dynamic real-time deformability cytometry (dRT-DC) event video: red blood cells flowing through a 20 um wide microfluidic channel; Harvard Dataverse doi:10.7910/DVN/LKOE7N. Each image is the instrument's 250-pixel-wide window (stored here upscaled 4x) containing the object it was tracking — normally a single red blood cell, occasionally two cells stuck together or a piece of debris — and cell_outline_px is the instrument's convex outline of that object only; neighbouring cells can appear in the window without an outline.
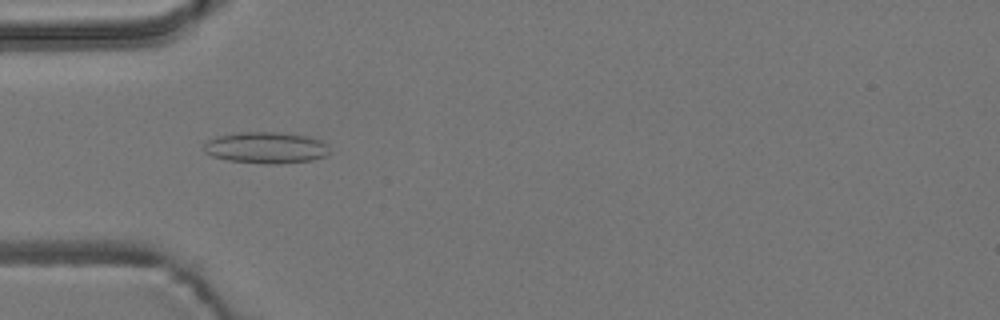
{"species": "common noctule bat (a hibernating species)", "species_latin": "Nyctalus noctula", "temperature_condition": "room temperature", "stored_images_in_passage": 8, "camera_frame_rate_fps": 3000, "um_per_image_px": 0.085, "animal": {"sex": "male", "body_mass_g": 19.2, "forearm_length_mm": 51.8}, "frame": {"image": 1, "passage_image": 4, "time_ms": 3.0, "image_size_px": [1000, 320], "cell_outline_px": [[332, 152], [324, 156], [312, 160], [280, 164], [264, 164], [228, 160], [212, 156], [204, 152], [204, 144], [208, 140], [216, 136], [236, 132], [280, 132], [308, 136], [320, 140], [328, 144]], "centroid_in_image_um": [22.63, 12.55], "position_along_channel_um": 62.4, "area_um2": 23.35}}
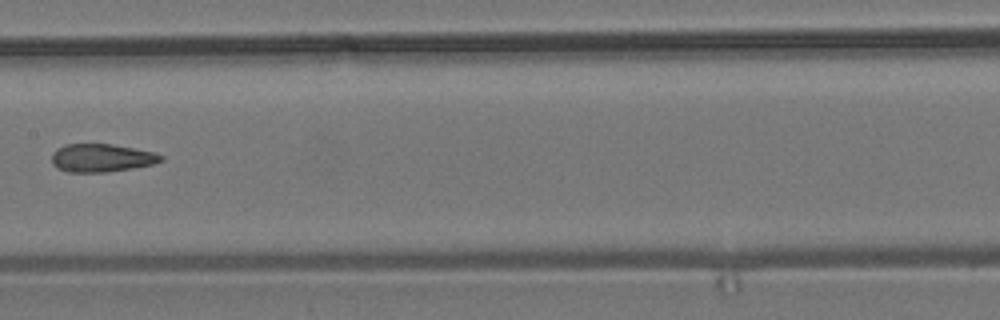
{"frame": {"image": 2, "passage_image": 7, "time_ms": 6.667, "image_size_px": [1000, 320], "cell_outline_px": [[164, 160], [152, 164], [132, 168], [104, 172], [68, 172], [56, 168], [52, 164], [52, 152], [56, 148], [64, 144], [112, 144], [156, 152], [164, 156]], "centroid_in_image_um": [8.62, 13.41], "position_along_channel_um": 198.8, "area_um2": 18.03}}
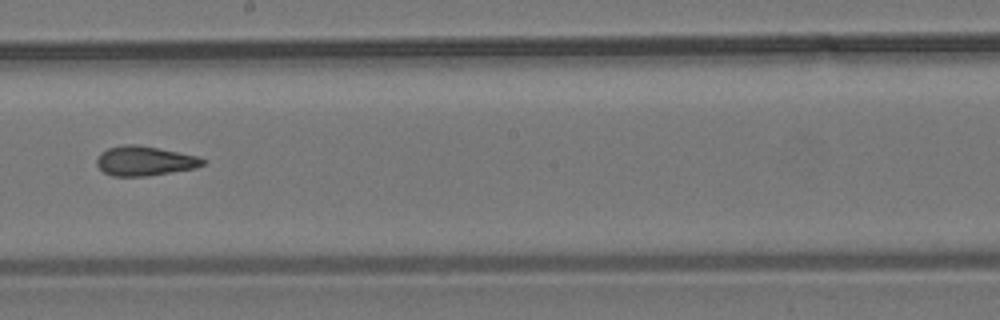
{"frame": {"image": 3, "passage_image": 8, "time_ms": 7.667, "image_size_px": [1000, 320], "cell_outline_px": [[208, 160], [204, 164], [196, 168], [144, 176], [112, 176], [104, 172], [96, 164], [96, 160], [100, 152], [108, 148], [124, 144], [136, 144], [200, 156]], "centroid_in_image_um": [12.31, 13.67], "position_along_channel_um": 235.9, "area_um2": 18.32}}